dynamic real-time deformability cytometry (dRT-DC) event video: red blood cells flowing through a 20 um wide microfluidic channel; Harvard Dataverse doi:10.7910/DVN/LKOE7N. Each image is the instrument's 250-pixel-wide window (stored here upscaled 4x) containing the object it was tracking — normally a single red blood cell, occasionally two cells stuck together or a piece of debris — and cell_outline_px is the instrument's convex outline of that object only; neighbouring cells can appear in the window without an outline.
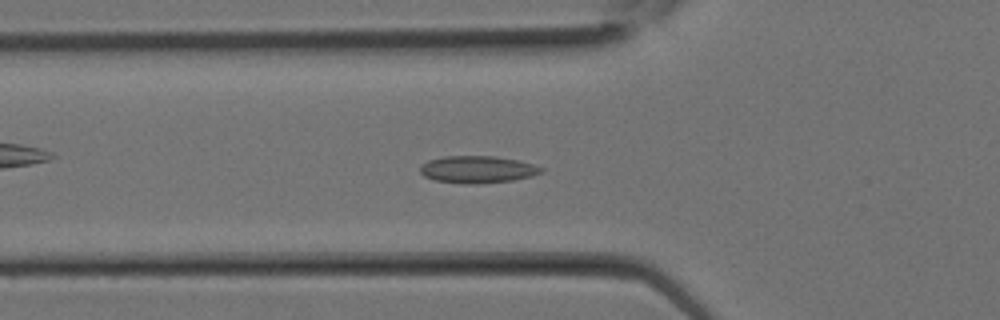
{"species": "Egyptian fruit bat (a non-hibernating species)", "species_latin": "Rousettus aegyptiacus", "temperature_condition": "room temperature", "stored_images_in_passage": 17, "camera_frame_rate_fps": 3000, "um_per_image_px": 0.085, "animal": {"sex": "female"}, "frame": {"image": 1, "passage_image": 10, "time_ms": 3.0, "image_size_px": [1000, 320], "cell_outline_px": [[544, 172], [532, 176], [512, 180], [476, 184], [464, 184], [436, 180], [424, 176], [420, 172], [420, 164], [428, 160], [444, 156], [492, 156], [516, 160], [532, 164], [544, 168]], "centroid_in_image_um": [40.57, 14.4], "position_along_channel_um": 85.2, "area_um2": 19.13}}
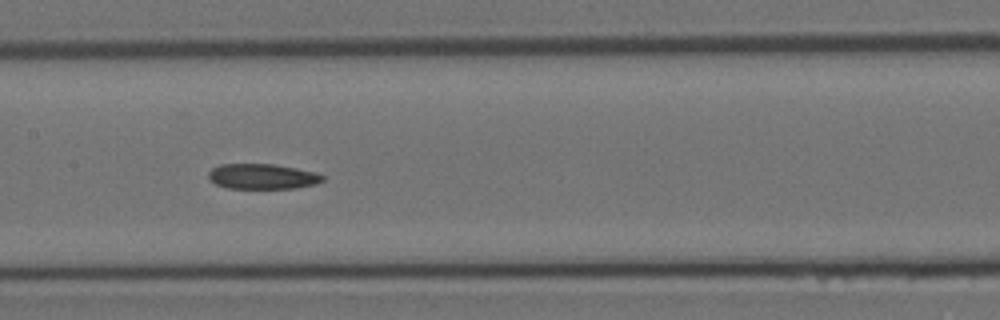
{"frame": {"image": 2, "passage_image": 14, "time_ms": 4.333, "image_size_px": [1000, 320], "cell_outline_px": [[324, 180], [316, 184], [296, 188], [228, 188], [216, 184], [208, 180], [208, 172], [212, 168], [220, 164], [272, 164], [296, 168], [316, 172], [324, 176]], "centroid_in_image_um": [22.29, 15.0], "position_along_channel_um": 185.1, "area_um2": 16.88}}
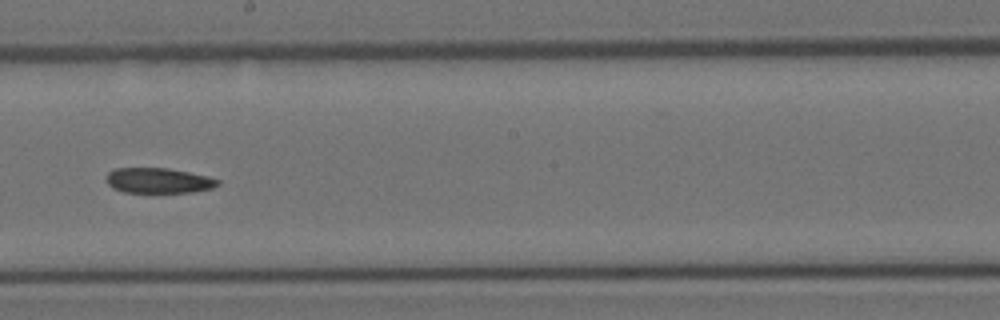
{"frame": {"image": 3, "passage_image": 16, "time_ms": 5.0, "image_size_px": [1000, 320], "cell_outline_px": [[220, 184], [212, 188], [192, 192], [124, 192], [112, 188], [108, 184], [108, 172], [116, 168], [168, 168], [208, 176], [220, 180]], "centroid_in_image_um": [13.49, 15.34], "position_along_channel_um": 234.7, "area_um2": 16.3}}